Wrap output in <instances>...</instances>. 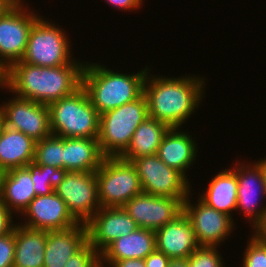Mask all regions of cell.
<instances>
[{"instance_id": "cell-1", "label": "cell", "mask_w": 266, "mask_h": 267, "mask_svg": "<svg viewBox=\"0 0 266 267\" xmlns=\"http://www.w3.org/2000/svg\"><path fill=\"white\" fill-rule=\"evenodd\" d=\"M148 71L144 82L148 115L173 127H182L205 97V77L186 75L180 77L155 76Z\"/></svg>"}, {"instance_id": "cell-2", "label": "cell", "mask_w": 266, "mask_h": 267, "mask_svg": "<svg viewBox=\"0 0 266 267\" xmlns=\"http://www.w3.org/2000/svg\"><path fill=\"white\" fill-rule=\"evenodd\" d=\"M78 60L57 67H41L17 61L7 69L6 90L13 94L11 96L49 105L82 85L85 62Z\"/></svg>"}, {"instance_id": "cell-3", "label": "cell", "mask_w": 266, "mask_h": 267, "mask_svg": "<svg viewBox=\"0 0 266 267\" xmlns=\"http://www.w3.org/2000/svg\"><path fill=\"white\" fill-rule=\"evenodd\" d=\"M149 68L151 67L145 66L137 73L126 74L117 70L115 72L98 61H89L84 64L82 86L101 115L138 99L144 93V82Z\"/></svg>"}, {"instance_id": "cell-4", "label": "cell", "mask_w": 266, "mask_h": 267, "mask_svg": "<svg viewBox=\"0 0 266 267\" xmlns=\"http://www.w3.org/2000/svg\"><path fill=\"white\" fill-rule=\"evenodd\" d=\"M52 134L67 138H98L100 114L81 85L48 105Z\"/></svg>"}, {"instance_id": "cell-5", "label": "cell", "mask_w": 266, "mask_h": 267, "mask_svg": "<svg viewBox=\"0 0 266 267\" xmlns=\"http://www.w3.org/2000/svg\"><path fill=\"white\" fill-rule=\"evenodd\" d=\"M149 117L144 93L136 100L100 115L98 142L104 157H120L137 127Z\"/></svg>"}, {"instance_id": "cell-6", "label": "cell", "mask_w": 266, "mask_h": 267, "mask_svg": "<svg viewBox=\"0 0 266 267\" xmlns=\"http://www.w3.org/2000/svg\"><path fill=\"white\" fill-rule=\"evenodd\" d=\"M42 16L33 24L21 62L41 67H57L72 63L71 43L66 30ZM67 35V36H66Z\"/></svg>"}, {"instance_id": "cell-7", "label": "cell", "mask_w": 266, "mask_h": 267, "mask_svg": "<svg viewBox=\"0 0 266 267\" xmlns=\"http://www.w3.org/2000/svg\"><path fill=\"white\" fill-rule=\"evenodd\" d=\"M95 176L101 207H123L143 192L135 166L120 157H104Z\"/></svg>"}, {"instance_id": "cell-8", "label": "cell", "mask_w": 266, "mask_h": 267, "mask_svg": "<svg viewBox=\"0 0 266 267\" xmlns=\"http://www.w3.org/2000/svg\"><path fill=\"white\" fill-rule=\"evenodd\" d=\"M25 0H13L0 13V63L8 69L23 58L29 33L41 17Z\"/></svg>"}, {"instance_id": "cell-9", "label": "cell", "mask_w": 266, "mask_h": 267, "mask_svg": "<svg viewBox=\"0 0 266 267\" xmlns=\"http://www.w3.org/2000/svg\"><path fill=\"white\" fill-rule=\"evenodd\" d=\"M131 162L137 170L143 192L177 198L182 202L192 193L189 177L167 166L157 154L135 158Z\"/></svg>"}, {"instance_id": "cell-10", "label": "cell", "mask_w": 266, "mask_h": 267, "mask_svg": "<svg viewBox=\"0 0 266 267\" xmlns=\"http://www.w3.org/2000/svg\"><path fill=\"white\" fill-rule=\"evenodd\" d=\"M0 104L3 125L38 142L52 135L48 105L14 96Z\"/></svg>"}, {"instance_id": "cell-11", "label": "cell", "mask_w": 266, "mask_h": 267, "mask_svg": "<svg viewBox=\"0 0 266 267\" xmlns=\"http://www.w3.org/2000/svg\"><path fill=\"white\" fill-rule=\"evenodd\" d=\"M54 191L80 223H86L101 208L95 172L69 171Z\"/></svg>"}, {"instance_id": "cell-12", "label": "cell", "mask_w": 266, "mask_h": 267, "mask_svg": "<svg viewBox=\"0 0 266 267\" xmlns=\"http://www.w3.org/2000/svg\"><path fill=\"white\" fill-rule=\"evenodd\" d=\"M192 196L190 193L183 202V212L192 223L198 244L208 247L223 246L221 243L227 240L236 228L234 219L208 206L199 197L196 203L192 204Z\"/></svg>"}, {"instance_id": "cell-13", "label": "cell", "mask_w": 266, "mask_h": 267, "mask_svg": "<svg viewBox=\"0 0 266 267\" xmlns=\"http://www.w3.org/2000/svg\"><path fill=\"white\" fill-rule=\"evenodd\" d=\"M246 163L237 161L232 167L238 182L236 212L240 209L239 212L247 218L253 229L266 210V203H262L266 199V184L259 166L254 161Z\"/></svg>"}, {"instance_id": "cell-14", "label": "cell", "mask_w": 266, "mask_h": 267, "mask_svg": "<svg viewBox=\"0 0 266 267\" xmlns=\"http://www.w3.org/2000/svg\"><path fill=\"white\" fill-rule=\"evenodd\" d=\"M123 208L138 227L156 231L183 213V202L177 198L141 192L129 200Z\"/></svg>"}, {"instance_id": "cell-15", "label": "cell", "mask_w": 266, "mask_h": 267, "mask_svg": "<svg viewBox=\"0 0 266 267\" xmlns=\"http://www.w3.org/2000/svg\"><path fill=\"white\" fill-rule=\"evenodd\" d=\"M28 228L57 231L71 228L79 222L68 211L65 202L53 191L48 195L36 196L21 215Z\"/></svg>"}, {"instance_id": "cell-16", "label": "cell", "mask_w": 266, "mask_h": 267, "mask_svg": "<svg viewBox=\"0 0 266 267\" xmlns=\"http://www.w3.org/2000/svg\"><path fill=\"white\" fill-rule=\"evenodd\" d=\"M88 243L100 254L114 240L139 228L123 207H101L87 222Z\"/></svg>"}, {"instance_id": "cell-17", "label": "cell", "mask_w": 266, "mask_h": 267, "mask_svg": "<svg viewBox=\"0 0 266 267\" xmlns=\"http://www.w3.org/2000/svg\"><path fill=\"white\" fill-rule=\"evenodd\" d=\"M156 234V249L168 258H188L200 247L192 223L184 212L174 221L167 223Z\"/></svg>"}, {"instance_id": "cell-18", "label": "cell", "mask_w": 266, "mask_h": 267, "mask_svg": "<svg viewBox=\"0 0 266 267\" xmlns=\"http://www.w3.org/2000/svg\"><path fill=\"white\" fill-rule=\"evenodd\" d=\"M88 243L86 223L57 231H48L44 267H64L67 261Z\"/></svg>"}, {"instance_id": "cell-19", "label": "cell", "mask_w": 266, "mask_h": 267, "mask_svg": "<svg viewBox=\"0 0 266 267\" xmlns=\"http://www.w3.org/2000/svg\"><path fill=\"white\" fill-rule=\"evenodd\" d=\"M182 131V127H173L165 134L158 147V157L169 167L182 172L186 177L189 168L196 162L198 151L197 142L193 134Z\"/></svg>"}, {"instance_id": "cell-20", "label": "cell", "mask_w": 266, "mask_h": 267, "mask_svg": "<svg viewBox=\"0 0 266 267\" xmlns=\"http://www.w3.org/2000/svg\"><path fill=\"white\" fill-rule=\"evenodd\" d=\"M35 197L34 183L27 167L0 173V200L14 216L15 213L21 215Z\"/></svg>"}, {"instance_id": "cell-21", "label": "cell", "mask_w": 266, "mask_h": 267, "mask_svg": "<svg viewBox=\"0 0 266 267\" xmlns=\"http://www.w3.org/2000/svg\"><path fill=\"white\" fill-rule=\"evenodd\" d=\"M156 249L155 231L137 228L109 244L101 253L100 261L145 259Z\"/></svg>"}, {"instance_id": "cell-22", "label": "cell", "mask_w": 266, "mask_h": 267, "mask_svg": "<svg viewBox=\"0 0 266 267\" xmlns=\"http://www.w3.org/2000/svg\"><path fill=\"white\" fill-rule=\"evenodd\" d=\"M103 159L98 138L63 137V169L67 172H96Z\"/></svg>"}, {"instance_id": "cell-23", "label": "cell", "mask_w": 266, "mask_h": 267, "mask_svg": "<svg viewBox=\"0 0 266 267\" xmlns=\"http://www.w3.org/2000/svg\"><path fill=\"white\" fill-rule=\"evenodd\" d=\"M36 141L3 125L0 134V173L34 161Z\"/></svg>"}, {"instance_id": "cell-24", "label": "cell", "mask_w": 266, "mask_h": 267, "mask_svg": "<svg viewBox=\"0 0 266 267\" xmlns=\"http://www.w3.org/2000/svg\"><path fill=\"white\" fill-rule=\"evenodd\" d=\"M220 171L211 179L208 188H205L202 194L199 193V198L208 206L233 219L232 213L236 211L238 198L236 172L232 167Z\"/></svg>"}, {"instance_id": "cell-25", "label": "cell", "mask_w": 266, "mask_h": 267, "mask_svg": "<svg viewBox=\"0 0 266 267\" xmlns=\"http://www.w3.org/2000/svg\"><path fill=\"white\" fill-rule=\"evenodd\" d=\"M48 231L15 224L13 267H44Z\"/></svg>"}, {"instance_id": "cell-26", "label": "cell", "mask_w": 266, "mask_h": 267, "mask_svg": "<svg viewBox=\"0 0 266 267\" xmlns=\"http://www.w3.org/2000/svg\"><path fill=\"white\" fill-rule=\"evenodd\" d=\"M170 128L166 123L148 117L137 127L120 158L131 162L135 158L157 154L158 147Z\"/></svg>"}, {"instance_id": "cell-27", "label": "cell", "mask_w": 266, "mask_h": 267, "mask_svg": "<svg viewBox=\"0 0 266 267\" xmlns=\"http://www.w3.org/2000/svg\"><path fill=\"white\" fill-rule=\"evenodd\" d=\"M31 173L36 196L48 195L64 180L67 171L47 165H38L34 161L26 165Z\"/></svg>"}, {"instance_id": "cell-28", "label": "cell", "mask_w": 266, "mask_h": 267, "mask_svg": "<svg viewBox=\"0 0 266 267\" xmlns=\"http://www.w3.org/2000/svg\"><path fill=\"white\" fill-rule=\"evenodd\" d=\"M34 162L38 165L63 168V137L52 134L36 142Z\"/></svg>"}, {"instance_id": "cell-29", "label": "cell", "mask_w": 266, "mask_h": 267, "mask_svg": "<svg viewBox=\"0 0 266 267\" xmlns=\"http://www.w3.org/2000/svg\"><path fill=\"white\" fill-rule=\"evenodd\" d=\"M218 247L200 246L189 257V267H225Z\"/></svg>"}, {"instance_id": "cell-30", "label": "cell", "mask_w": 266, "mask_h": 267, "mask_svg": "<svg viewBox=\"0 0 266 267\" xmlns=\"http://www.w3.org/2000/svg\"><path fill=\"white\" fill-rule=\"evenodd\" d=\"M245 248L242 267H266V243L252 234Z\"/></svg>"}, {"instance_id": "cell-31", "label": "cell", "mask_w": 266, "mask_h": 267, "mask_svg": "<svg viewBox=\"0 0 266 267\" xmlns=\"http://www.w3.org/2000/svg\"><path fill=\"white\" fill-rule=\"evenodd\" d=\"M64 267H101L100 254L87 243Z\"/></svg>"}, {"instance_id": "cell-32", "label": "cell", "mask_w": 266, "mask_h": 267, "mask_svg": "<svg viewBox=\"0 0 266 267\" xmlns=\"http://www.w3.org/2000/svg\"><path fill=\"white\" fill-rule=\"evenodd\" d=\"M15 251V226L7 234L0 236V267H13Z\"/></svg>"}, {"instance_id": "cell-33", "label": "cell", "mask_w": 266, "mask_h": 267, "mask_svg": "<svg viewBox=\"0 0 266 267\" xmlns=\"http://www.w3.org/2000/svg\"><path fill=\"white\" fill-rule=\"evenodd\" d=\"M13 213L0 200V236L9 233L15 226Z\"/></svg>"}, {"instance_id": "cell-34", "label": "cell", "mask_w": 266, "mask_h": 267, "mask_svg": "<svg viewBox=\"0 0 266 267\" xmlns=\"http://www.w3.org/2000/svg\"><path fill=\"white\" fill-rule=\"evenodd\" d=\"M146 267H168L170 258H168L163 252L155 249L144 259Z\"/></svg>"}, {"instance_id": "cell-35", "label": "cell", "mask_w": 266, "mask_h": 267, "mask_svg": "<svg viewBox=\"0 0 266 267\" xmlns=\"http://www.w3.org/2000/svg\"><path fill=\"white\" fill-rule=\"evenodd\" d=\"M107 2L108 5H110L111 7H115L119 10H124V11H133L139 8H141L144 4L142 3L143 0H105Z\"/></svg>"}, {"instance_id": "cell-36", "label": "cell", "mask_w": 266, "mask_h": 267, "mask_svg": "<svg viewBox=\"0 0 266 267\" xmlns=\"http://www.w3.org/2000/svg\"><path fill=\"white\" fill-rule=\"evenodd\" d=\"M100 266L101 267H146L144 259H123L119 261H100Z\"/></svg>"}, {"instance_id": "cell-37", "label": "cell", "mask_w": 266, "mask_h": 267, "mask_svg": "<svg viewBox=\"0 0 266 267\" xmlns=\"http://www.w3.org/2000/svg\"><path fill=\"white\" fill-rule=\"evenodd\" d=\"M253 235L260 241L266 243V210L262 216V219L252 229Z\"/></svg>"}, {"instance_id": "cell-38", "label": "cell", "mask_w": 266, "mask_h": 267, "mask_svg": "<svg viewBox=\"0 0 266 267\" xmlns=\"http://www.w3.org/2000/svg\"><path fill=\"white\" fill-rule=\"evenodd\" d=\"M168 267H189L188 258L170 259Z\"/></svg>"}, {"instance_id": "cell-39", "label": "cell", "mask_w": 266, "mask_h": 267, "mask_svg": "<svg viewBox=\"0 0 266 267\" xmlns=\"http://www.w3.org/2000/svg\"><path fill=\"white\" fill-rule=\"evenodd\" d=\"M7 89V69L0 63V90Z\"/></svg>"}, {"instance_id": "cell-40", "label": "cell", "mask_w": 266, "mask_h": 267, "mask_svg": "<svg viewBox=\"0 0 266 267\" xmlns=\"http://www.w3.org/2000/svg\"><path fill=\"white\" fill-rule=\"evenodd\" d=\"M258 166L259 168L261 169V172H262V175H263V179H264V182L266 184V158L264 156V159H260L258 161H254Z\"/></svg>"}, {"instance_id": "cell-41", "label": "cell", "mask_w": 266, "mask_h": 267, "mask_svg": "<svg viewBox=\"0 0 266 267\" xmlns=\"http://www.w3.org/2000/svg\"><path fill=\"white\" fill-rule=\"evenodd\" d=\"M13 0H0V13L12 2Z\"/></svg>"}, {"instance_id": "cell-42", "label": "cell", "mask_w": 266, "mask_h": 267, "mask_svg": "<svg viewBox=\"0 0 266 267\" xmlns=\"http://www.w3.org/2000/svg\"><path fill=\"white\" fill-rule=\"evenodd\" d=\"M2 127H3V120H2V117H1V114H0V134H1V131H2Z\"/></svg>"}]
</instances>
